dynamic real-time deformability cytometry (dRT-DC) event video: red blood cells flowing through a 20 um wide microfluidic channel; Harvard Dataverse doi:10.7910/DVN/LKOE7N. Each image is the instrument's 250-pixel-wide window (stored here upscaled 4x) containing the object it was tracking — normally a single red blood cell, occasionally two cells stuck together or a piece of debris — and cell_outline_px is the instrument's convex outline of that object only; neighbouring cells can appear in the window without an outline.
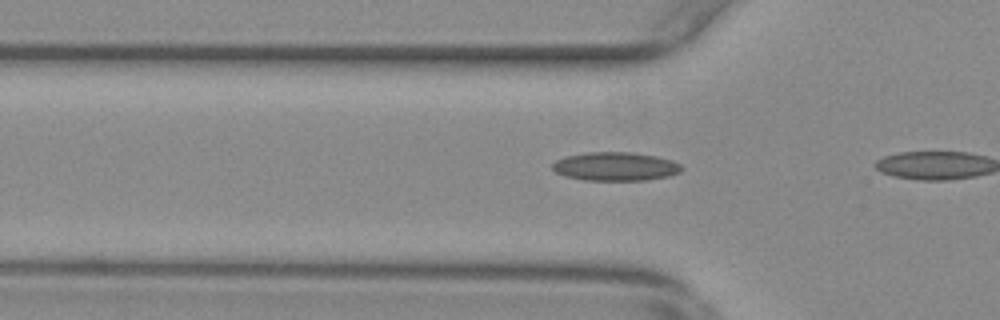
{"species": "common noctule bat (a hibernating species)", "species_latin": "Nyctalus noctula", "temperature_condition": "warm", "stored_images_in_passage": 9, "camera_frame_rate_fps": 3000, "um_per_image_px": 0.085, "animal": {"sex": "female", "body_mass_g": 29.2, "forearm_length_mm": 56.3}, "frame": {"image": 1, "passage_image": 8, "time_ms": 2.333, "image_size_px": [1000, 320], "cell_outline_px": [[684, 168], [680, 172], [668, 176], [648, 180], [584, 180], [564, 176], [556, 172], [552, 168], [552, 164], [556, 160], [568, 156], [588, 152], [632, 152], [656, 156], [672, 160], [680, 164]], "centroid_in_image_um": [52.33, 14.15], "position_along_channel_um": 73.5, "area_um2": 21.56}}